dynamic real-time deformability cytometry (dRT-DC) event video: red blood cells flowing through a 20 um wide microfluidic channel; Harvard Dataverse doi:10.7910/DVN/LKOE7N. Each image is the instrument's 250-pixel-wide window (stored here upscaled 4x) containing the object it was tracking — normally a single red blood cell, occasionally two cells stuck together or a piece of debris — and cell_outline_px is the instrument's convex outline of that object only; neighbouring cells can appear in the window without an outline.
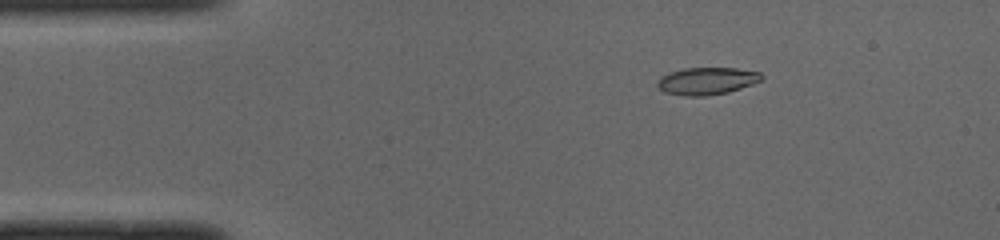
{"species": "common noctule bat (a hibernating species)", "species_latin": "Nyctalus noctula", "temperature_condition": "cold", "stored_images_in_passage": 9, "camera_frame_rate_fps": 3000, "um_per_image_px": 0.085, "animal": {"sex": "male", "body_mass_g": 19.0, "forearm_length_mm": 50.8}, "frame": {"image": 1, "passage_image": 5, "time_ms": 1.333, "image_size_px": [1000, 240], "cell_outline_px": [[764, 76], [760, 80], [752, 84], [728, 92], [704, 96], [684, 96], [664, 92], [656, 84], [660, 76], [668, 72], [684, 68], [736, 68], [760, 72]], "centroid_in_image_um": [60.05, 6.88], "position_along_channel_um": 24.9, "area_um2": 16.59}}